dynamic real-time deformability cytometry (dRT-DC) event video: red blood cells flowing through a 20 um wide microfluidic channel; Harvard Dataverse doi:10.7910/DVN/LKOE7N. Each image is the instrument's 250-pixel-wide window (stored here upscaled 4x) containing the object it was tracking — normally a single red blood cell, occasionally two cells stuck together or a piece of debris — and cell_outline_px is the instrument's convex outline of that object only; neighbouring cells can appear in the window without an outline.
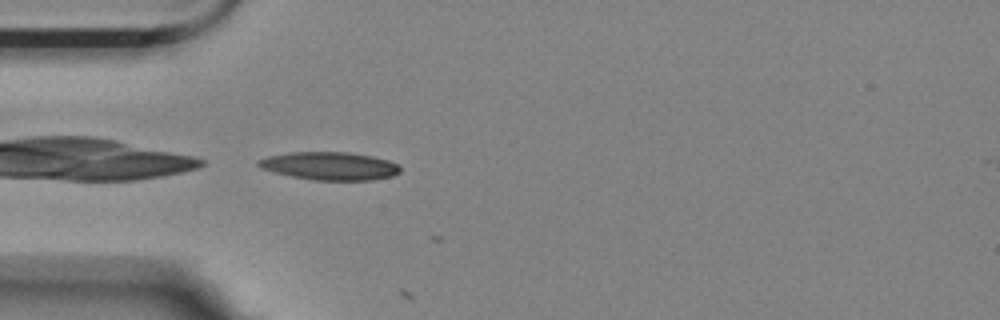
{"species": "Egyptian fruit bat (a non-hibernating species)", "species_latin": "Rousettus aegyptiacus", "temperature_condition": "room temperature", "stored_images_in_passage": 6, "camera_frame_rate_fps": 3000, "um_per_image_px": 0.085, "animal": {"sex": "female"}, "frame": {"image": 1, "passage_image": 5, "time_ms": 4.667, "image_size_px": [1000, 320], "cell_outline_px": [[400, 172], [392, 176], [372, 180], [312, 180], [292, 176], [260, 168], [256, 164], [256, 160], [268, 156], [288, 152], [348, 152], [372, 156], [388, 160], [400, 164]], "centroid_in_image_um": [28.03, 14.1], "position_along_channel_um": 57.0, "area_um2": 23.24}}